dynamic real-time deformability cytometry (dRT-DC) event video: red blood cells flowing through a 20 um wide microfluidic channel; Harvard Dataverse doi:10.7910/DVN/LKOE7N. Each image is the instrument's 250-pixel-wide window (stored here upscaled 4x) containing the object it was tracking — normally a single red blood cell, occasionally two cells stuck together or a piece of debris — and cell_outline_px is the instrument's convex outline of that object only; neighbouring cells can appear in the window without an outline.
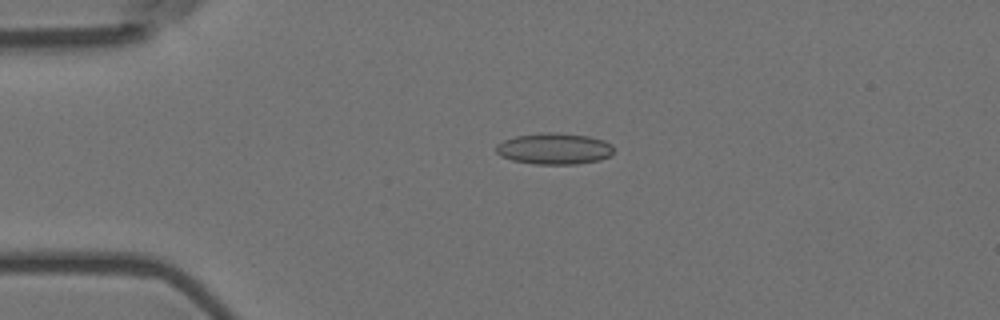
{"species": "Egyptian fruit bat (a non-hibernating species)", "species_latin": "Rousettus aegyptiacus", "temperature_condition": "room temperature", "stored_images_in_passage": 4, "camera_frame_rate_fps": 3000, "um_per_image_px": 0.085, "animal": {"sex": "female"}, "frame": {"image": 1, "passage_image": 3, "time_ms": 0.667, "image_size_px": [1000, 320], "cell_outline_px": [[612, 156], [600, 160], [576, 164], [536, 164], [512, 160], [500, 156], [496, 152], [496, 144], [504, 140], [516, 136], [548, 132], [588, 136], [604, 140], [612, 144]], "centroid_in_image_um": [47.12, 12.65], "position_along_channel_um": 37.9, "area_um2": 21.39}}
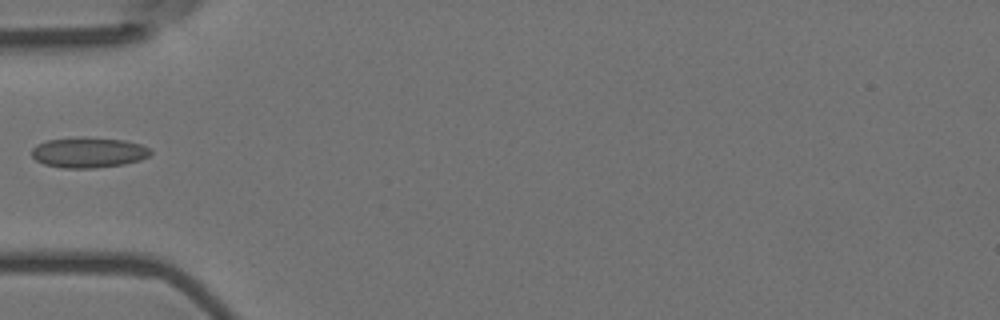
{"frame": {"image": 2, "passage_image": 4, "time_ms": 1.0, "image_size_px": [1000, 320], "cell_outline_px": [[152, 152], [148, 156], [140, 160], [124, 164], [92, 168], [64, 168], [44, 164], [36, 160], [32, 156], [32, 148], [36, 144], [48, 140], [80, 136], [124, 140], [140, 144], [148, 148]], "centroid_in_image_um": [7.5, 12.95], "position_along_channel_um": 77.5, "area_um2": 21.1}}